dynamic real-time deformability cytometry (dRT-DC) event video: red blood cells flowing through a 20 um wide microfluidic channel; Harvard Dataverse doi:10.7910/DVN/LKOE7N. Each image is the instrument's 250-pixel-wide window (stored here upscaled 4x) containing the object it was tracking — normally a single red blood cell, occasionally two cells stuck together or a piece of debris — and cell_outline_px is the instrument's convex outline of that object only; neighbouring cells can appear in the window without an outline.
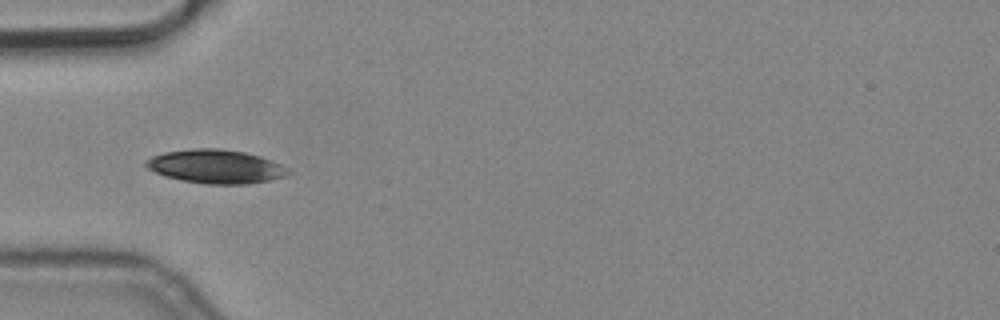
{"species": "common noctule bat (a hibernating species)", "species_latin": "Nyctalus noctula", "temperature_condition": "cold", "stored_images_in_passage": 5, "camera_frame_rate_fps": 3000, "um_per_image_px": 0.085, "animal": {"sex": "male", "body_mass_g": 19.2, "forearm_length_mm": 51.8}, "frame": {"image": 1, "passage_image": 4, "time_ms": 1.0, "image_size_px": [1000, 320], "cell_outline_px": [[292, 172], [288, 176], [248, 184], [204, 184], [180, 180], [156, 172], [148, 168], [144, 164], [144, 160], [152, 156], [164, 152], [192, 148], [220, 148], [244, 152], [260, 156], [272, 160], [288, 168]], "centroid_in_image_um": [18.36, 14.15], "position_along_channel_um": 66.6, "area_um2": 28.09}}